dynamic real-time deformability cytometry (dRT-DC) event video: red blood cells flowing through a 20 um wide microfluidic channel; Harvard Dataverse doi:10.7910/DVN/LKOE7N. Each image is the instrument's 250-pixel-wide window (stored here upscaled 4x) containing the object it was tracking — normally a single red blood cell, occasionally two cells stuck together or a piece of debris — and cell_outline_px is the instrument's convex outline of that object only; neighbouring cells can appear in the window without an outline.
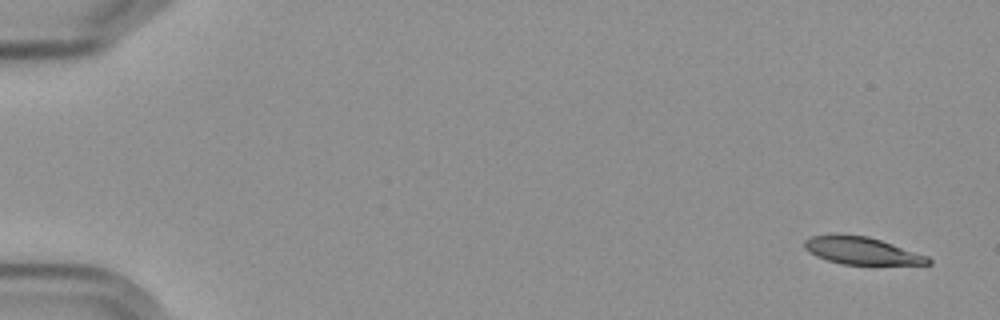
{"species": "Egyptian fruit bat (a non-hibernating species)", "species_latin": "Rousettus aegyptiacus", "temperature_condition": "cold", "stored_images_in_passage": 8, "camera_frame_rate_fps": 3000, "um_per_image_px": 0.085, "frame": {"image": 1, "passage_image": 1, "time_ms": 0.0, "image_size_px": [1000, 320], "cell_outline_px": [[932, 264], [840, 264], [816, 256], [808, 252], [804, 248], [804, 240], [812, 236], [868, 236], [928, 256], [932, 260]], "centroid_in_image_um": [73.26, 21.34], "position_along_channel_um": 11.7, "area_um2": 19.13}}
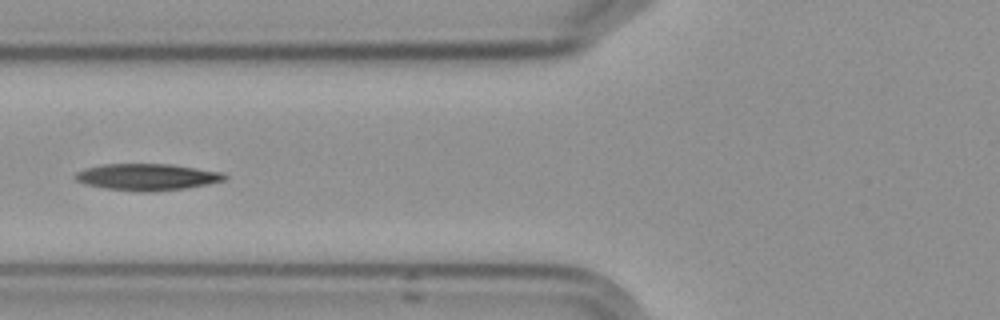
{"frame": {"image": 2, "passage_image": 7, "time_ms": 7.0, "image_size_px": [1000, 320], "cell_outline_px": [[228, 176], [224, 180], [208, 184], [184, 188], [152, 192], [136, 192], [104, 188], [84, 184], [76, 180], [72, 176], [76, 172], [88, 168], [104, 164], [172, 164], [224, 172]], "centroid_in_image_um": [12.51, 15.05], "position_along_channel_um": 113.3, "area_um2": 23.35}}
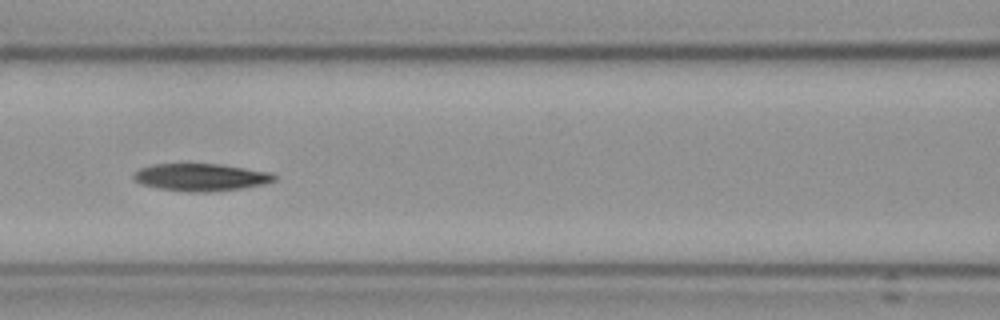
{"frame": {"image": 3, "passage_image": 8, "time_ms": 8.0, "image_size_px": [1000, 320], "cell_outline_px": [[276, 180], [264, 184], [244, 188], [208, 192], [188, 192], [156, 188], [140, 184], [132, 180], [132, 176], [140, 168], [152, 164], [220, 164], [272, 172], [276, 176]], "centroid_in_image_um": [17.06, 15.07], "position_along_channel_um": 149.5, "area_um2": 22.72}}